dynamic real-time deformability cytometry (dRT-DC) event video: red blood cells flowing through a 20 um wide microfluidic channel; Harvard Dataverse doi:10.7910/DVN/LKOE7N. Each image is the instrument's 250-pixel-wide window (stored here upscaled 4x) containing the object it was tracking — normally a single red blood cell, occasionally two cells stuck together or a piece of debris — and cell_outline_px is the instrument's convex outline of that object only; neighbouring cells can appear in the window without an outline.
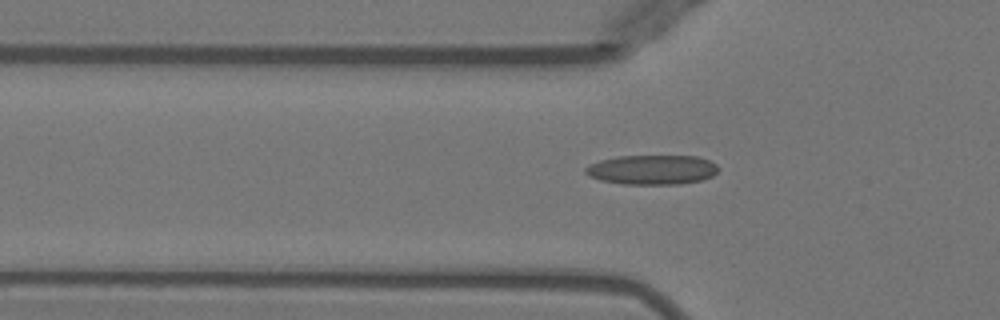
{"species": "Egyptian fruit bat (a non-hibernating species)", "species_latin": "Rousettus aegyptiacus", "temperature_condition": "warm", "stored_images_in_passage": 33, "camera_frame_rate_fps": 3000, "um_per_image_px": 0.085, "animal": {"sex": "female"}, "frame": {"image": 1, "passage_image": 2, "time_ms": 0.333, "image_size_px": [1000, 320], "cell_outline_px": [[720, 168], [712, 176], [700, 180], [680, 184], [624, 184], [600, 180], [588, 176], [584, 172], [584, 168], [588, 164], [600, 160], [620, 156], [696, 156], [708, 160], [716, 164]], "centroid_in_image_um": [55.4, 14.42], "position_along_channel_um": 70.4, "area_um2": 22.95}}
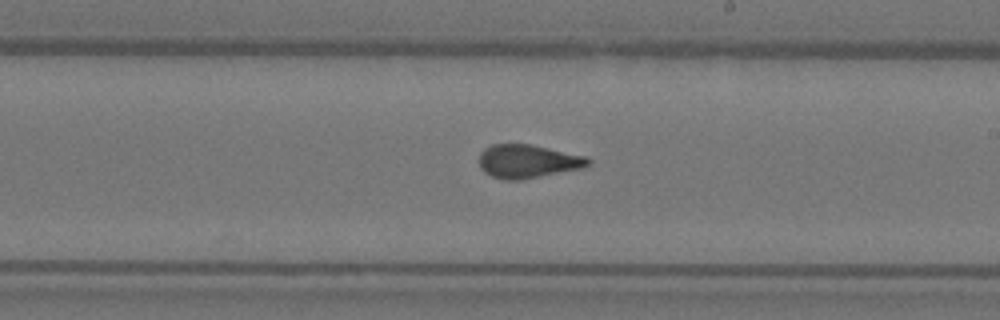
{"frame": {"image": 2, "passage_image": 15, "time_ms": 4.667, "image_size_px": [1000, 320], "cell_outline_px": [[592, 164], [584, 168], [520, 180], [504, 180], [492, 176], [484, 172], [480, 168], [480, 152], [484, 148], [492, 144], [532, 144], [584, 156], [592, 160]], "centroid_in_image_um": [44.87, 13.71], "position_along_channel_um": 244.1, "area_um2": 21.39}}
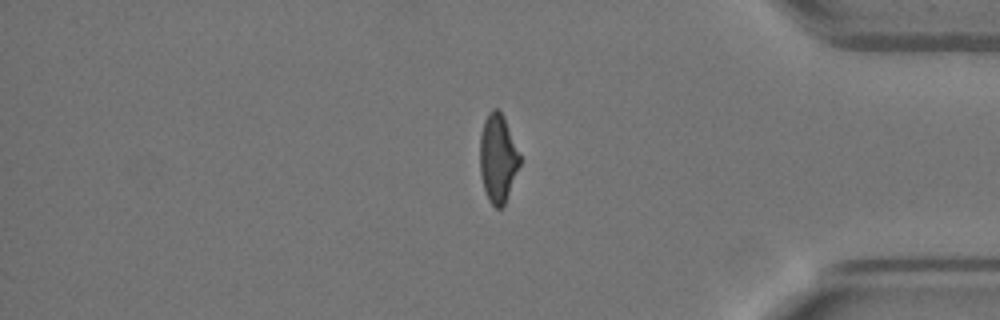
{"frame": {"image": 3, "passage_image": 28, "time_ms": 9.0, "image_size_px": [1000, 320], "cell_outline_px": [[520, 164], [504, 204], [500, 208], [496, 208], [488, 200], [484, 188], [480, 172], [480, 136], [484, 120], [488, 112], [492, 108], [496, 108], [504, 116], [520, 156]], "centroid_in_image_um": [42.3, 13.42], "position_along_channel_um": 392.9, "area_um2": 20.29}}